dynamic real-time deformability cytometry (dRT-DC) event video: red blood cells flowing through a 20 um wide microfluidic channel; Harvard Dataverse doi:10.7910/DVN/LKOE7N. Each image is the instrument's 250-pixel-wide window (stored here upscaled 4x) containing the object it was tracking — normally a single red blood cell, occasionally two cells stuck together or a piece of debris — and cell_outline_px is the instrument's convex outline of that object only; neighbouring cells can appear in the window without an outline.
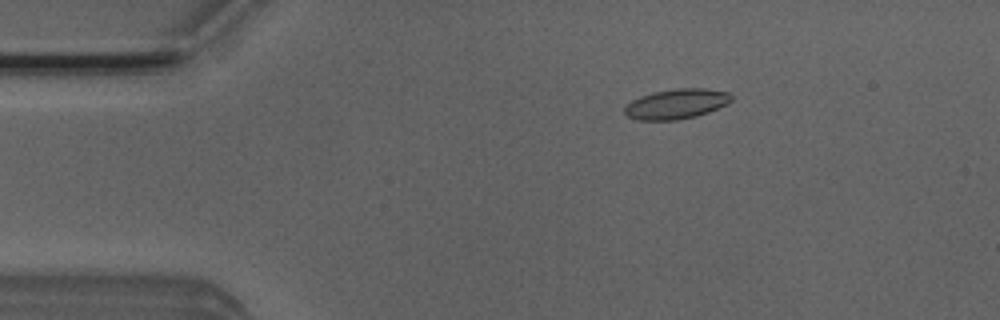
{"species": "Egyptian fruit bat (a non-hibernating species)", "species_latin": "Rousettus aegyptiacus", "temperature_condition": "room temperature", "stored_images_in_passage": 3, "camera_frame_rate_fps": 3000, "um_per_image_px": 0.085, "animal": {"sex": "male"}, "frame": {"image": 1, "passage_image": 1, "time_ms": 0.0, "image_size_px": [1000, 320], "cell_outline_px": [[732, 100], [728, 104], [708, 112], [696, 116], [676, 120], [636, 120], [628, 116], [624, 112], [624, 108], [632, 100], [640, 96], [652, 92], [676, 88], [704, 88], [728, 92], [732, 96]], "centroid_in_image_um": [57.5, 8.83], "position_along_channel_um": 27.5, "area_um2": 18.73}}